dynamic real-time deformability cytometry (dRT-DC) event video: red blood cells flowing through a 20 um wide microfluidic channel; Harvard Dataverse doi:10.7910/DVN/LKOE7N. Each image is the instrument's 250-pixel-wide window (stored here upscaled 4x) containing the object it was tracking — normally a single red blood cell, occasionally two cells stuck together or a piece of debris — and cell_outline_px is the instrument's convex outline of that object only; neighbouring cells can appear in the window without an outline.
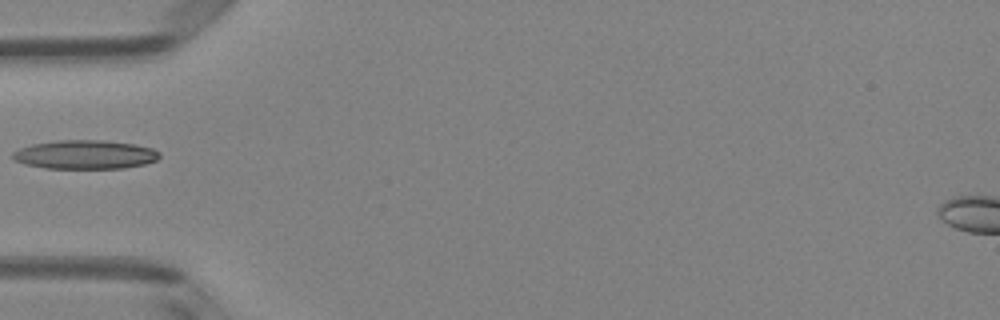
{"species": "Egyptian fruit bat (a non-hibernating species)", "species_latin": "Rousettus aegyptiacus", "temperature_condition": "room temperature", "stored_images_in_passage": 5, "camera_frame_rate_fps": 3000, "um_per_image_px": 0.085, "animal": {"sex": "female"}, "frame": {"image": 1, "passage_image": 5, "time_ms": 1.333, "image_size_px": [1000, 320], "cell_outline_px": [[160, 156], [156, 160], [144, 164], [124, 168], [44, 168], [24, 164], [12, 160], [12, 152], [20, 148], [32, 144], [60, 140], [100, 140], [136, 144], [152, 148], [160, 152]], "centroid_in_image_um": [7.21, 13.14], "position_along_channel_um": 77.8, "area_um2": 24.74}}